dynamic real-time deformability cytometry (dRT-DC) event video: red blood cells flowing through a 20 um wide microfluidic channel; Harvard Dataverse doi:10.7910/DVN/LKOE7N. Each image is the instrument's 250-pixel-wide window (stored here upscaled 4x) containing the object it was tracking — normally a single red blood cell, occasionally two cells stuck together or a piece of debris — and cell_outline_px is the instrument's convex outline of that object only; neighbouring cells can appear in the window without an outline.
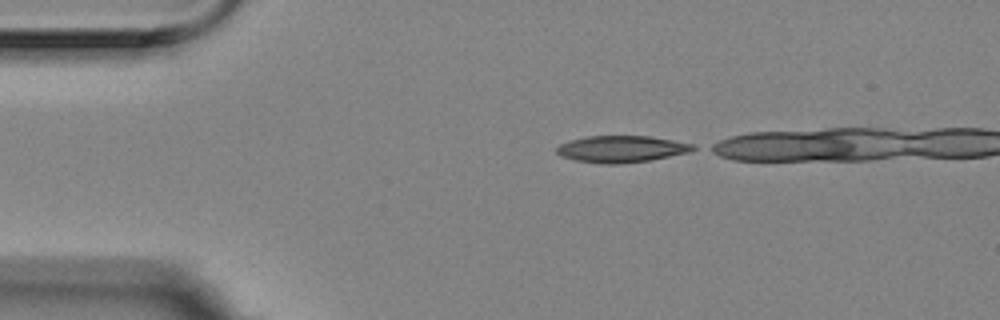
{"species": "Egyptian fruit bat (a non-hibernating species)", "species_latin": "Rousettus aegyptiacus", "temperature_condition": "room temperature", "stored_images_in_passage": 11, "camera_frame_rate_fps": 3000, "um_per_image_px": 0.085, "animal": {"sex": "female"}, "frame": {"image": 1, "passage_image": 1, "time_ms": 0.0, "image_size_px": [1000, 320], "cell_outline_px": [[696, 148], [688, 152], [648, 160], [620, 164], [604, 164], [576, 160], [560, 156], [556, 152], [556, 148], [560, 144], [568, 140], [588, 136], [648, 136], [696, 144]], "centroid_in_image_um": [52.79, 12.66], "position_along_channel_um": 32.2, "area_um2": 21.1}}
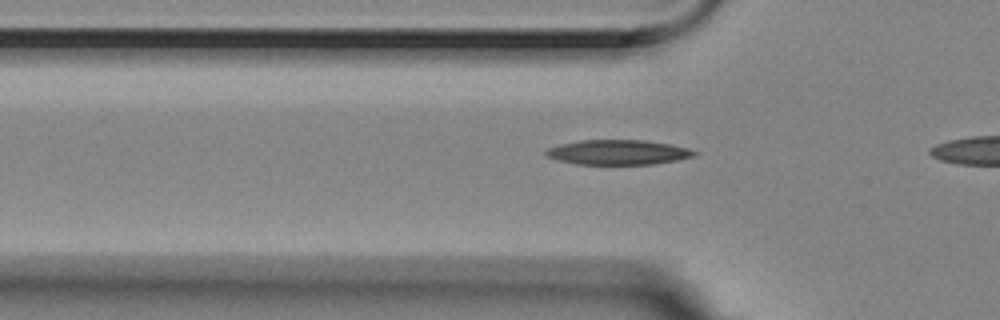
{"frame": {"image": 2, "passage_image": 8, "time_ms": 2.333, "image_size_px": [1000, 320], "cell_outline_px": [[696, 152], [692, 156], [676, 160], [652, 164], [576, 164], [560, 160], [548, 156], [544, 152], [548, 148], [560, 144], [580, 140], [644, 140], [672, 144], [688, 148]], "centroid_in_image_um": [52.52, 12.93], "position_along_channel_um": 73.3, "area_um2": 21.21}}